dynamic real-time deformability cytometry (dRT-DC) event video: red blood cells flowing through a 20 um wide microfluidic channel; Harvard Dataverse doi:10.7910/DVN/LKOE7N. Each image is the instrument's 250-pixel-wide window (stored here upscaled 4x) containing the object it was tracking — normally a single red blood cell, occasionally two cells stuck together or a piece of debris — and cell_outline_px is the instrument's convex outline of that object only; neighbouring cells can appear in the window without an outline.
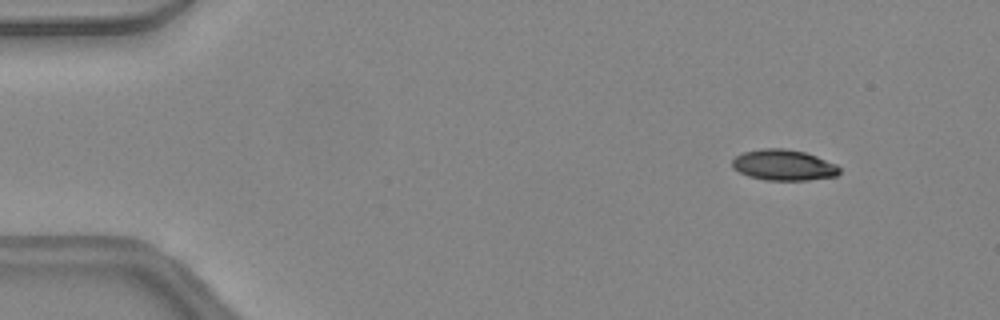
{"species": "common noctule bat (a hibernating species)", "species_latin": "Nyctalus noctula", "temperature_condition": "warm", "stored_images_in_passage": 43, "camera_frame_rate_fps": 3000, "um_per_image_px": 0.085, "animal": {"sex": "female", "body_mass_g": 24.6, "forearm_length_mm": 56.2}, "frame": {"image": 1, "passage_image": 2, "time_ms": 0.333, "image_size_px": [1000, 320], "cell_outline_px": [[840, 172], [836, 176], [808, 180], [764, 180], [748, 176], [732, 168], [732, 160], [736, 156], [744, 152], [764, 148], [784, 148], [804, 152], [816, 156], [836, 164], [840, 168]], "centroid_in_image_um": [66.6, 14.03], "position_along_channel_um": 18.4, "area_um2": 19.25}}
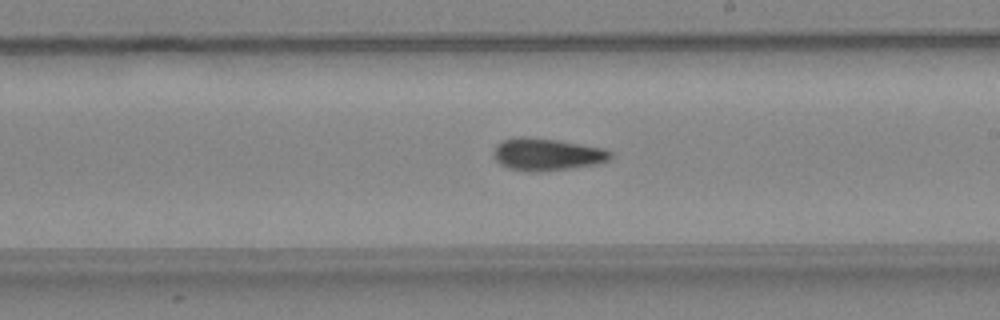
{"frame": {"image": 2, "passage_image": 24, "time_ms": 7.667, "image_size_px": [1000, 320], "cell_outline_px": [[612, 156], [608, 160], [596, 164], [572, 168], [540, 172], [528, 172], [508, 168], [500, 164], [492, 156], [492, 152], [496, 144], [504, 140], [520, 136], [528, 136], [560, 140], [604, 148], [612, 152]], "centroid_in_image_um": [46.46, 13.12], "position_along_channel_um": 242.5, "area_um2": 22.37}}
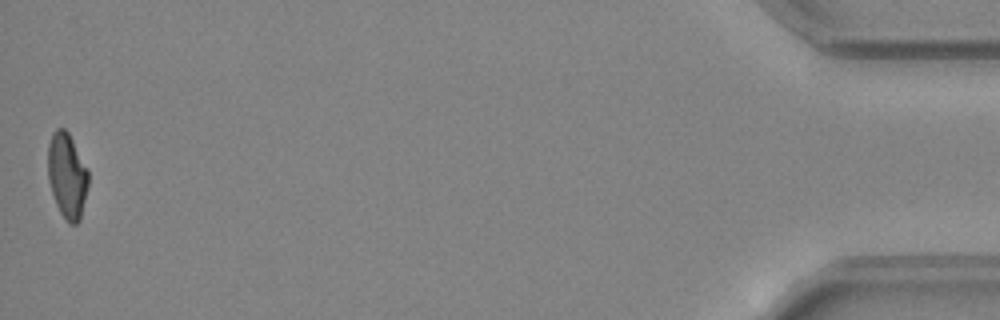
{"frame": {"image": 3, "passage_image": 43, "time_ms": 14.0, "image_size_px": [1000, 320], "cell_outline_px": [[88, 188], [80, 220], [76, 224], [68, 224], [60, 212], [56, 204], [48, 180], [48, 144], [52, 132], [56, 128], [64, 128], [68, 132], [88, 168]], "centroid_in_image_um": [5.71, 14.93], "position_along_channel_um": 429.5, "area_um2": 20.29}, "authors_computed_cell_mechanics": {"area_um2": 20.808, "velocity_mm_per_s": 4.4858, "shape_relaxation_time_tau1_ms": null, "shape_relaxation_time_tau2_ms": 2.2808, "deformation_change_tau1": null, "deformation_change_tau2": 0.0968}}